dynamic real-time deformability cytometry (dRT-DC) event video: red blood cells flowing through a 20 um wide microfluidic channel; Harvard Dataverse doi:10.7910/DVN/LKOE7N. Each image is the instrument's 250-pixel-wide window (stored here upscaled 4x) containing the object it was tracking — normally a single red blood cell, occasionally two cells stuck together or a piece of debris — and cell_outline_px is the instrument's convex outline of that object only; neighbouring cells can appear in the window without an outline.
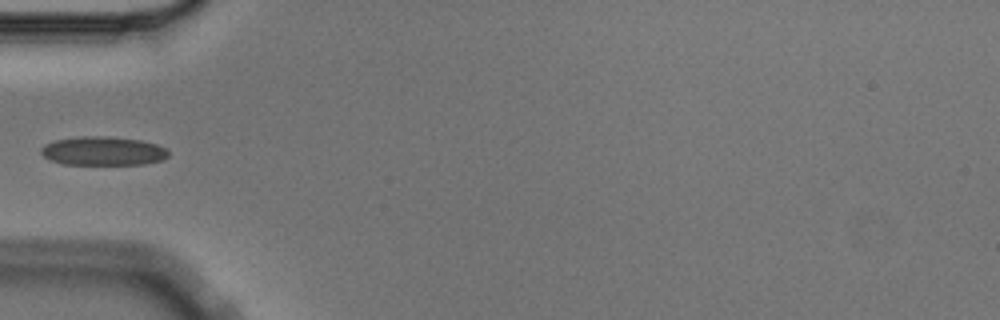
{"species": "Egyptian fruit bat (a non-hibernating species)", "species_latin": "Rousettus aegyptiacus", "temperature_condition": "cold", "stored_images_in_passage": 5, "camera_frame_rate_fps": 3000, "um_per_image_px": 0.085, "animal": {"sex": "male"}, "frame": {"image": 1, "passage_image": 5, "time_ms": 1.333, "image_size_px": [1000, 320], "cell_outline_px": [[168, 156], [164, 160], [144, 164], [64, 164], [52, 160], [44, 156], [40, 152], [40, 148], [44, 144], [56, 140], [80, 136], [108, 136], [140, 140], [156, 144], [164, 148], [168, 152]], "centroid_in_image_um": [8.76, 12.83], "position_along_channel_um": 76.2, "area_um2": 21.33}}